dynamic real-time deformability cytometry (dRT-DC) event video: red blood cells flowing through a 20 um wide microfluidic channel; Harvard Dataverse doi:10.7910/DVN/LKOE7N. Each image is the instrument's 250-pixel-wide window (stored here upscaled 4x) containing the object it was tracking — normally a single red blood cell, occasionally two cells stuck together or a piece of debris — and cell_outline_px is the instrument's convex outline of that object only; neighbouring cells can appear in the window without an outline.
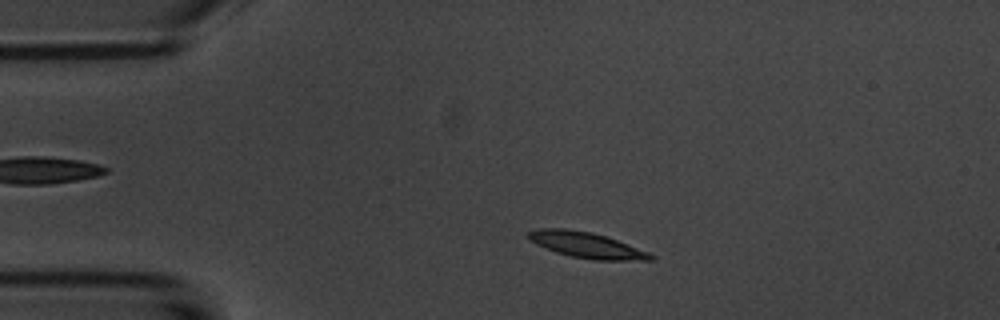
{"species": "common noctule bat (a hibernating species)", "species_latin": "Nyctalus noctula", "temperature_condition": "room temperature", "stored_images_in_passage": 3, "camera_frame_rate_fps": 3000, "um_per_image_px": 0.085, "animal": {"sex": "male", "body_mass_g": 20.1, "forearm_length_mm": 53.5}, "frame": {"image": 1, "passage_image": 2, "time_ms": 1.0, "image_size_px": [1000, 320], "cell_outline_px": [[656, 260], [592, 260], [572, 256], [556, 252], [544, 248], [536, 244], [528, 236], [528, 232], [536, 228], [564, 228], [592, 232], [608, 236], [648, 252], [656, 256]], "centroid_in_image_um": [49.88, 20.82], "position_along_channel_um": 35.1, "area_um2": 18.44}}